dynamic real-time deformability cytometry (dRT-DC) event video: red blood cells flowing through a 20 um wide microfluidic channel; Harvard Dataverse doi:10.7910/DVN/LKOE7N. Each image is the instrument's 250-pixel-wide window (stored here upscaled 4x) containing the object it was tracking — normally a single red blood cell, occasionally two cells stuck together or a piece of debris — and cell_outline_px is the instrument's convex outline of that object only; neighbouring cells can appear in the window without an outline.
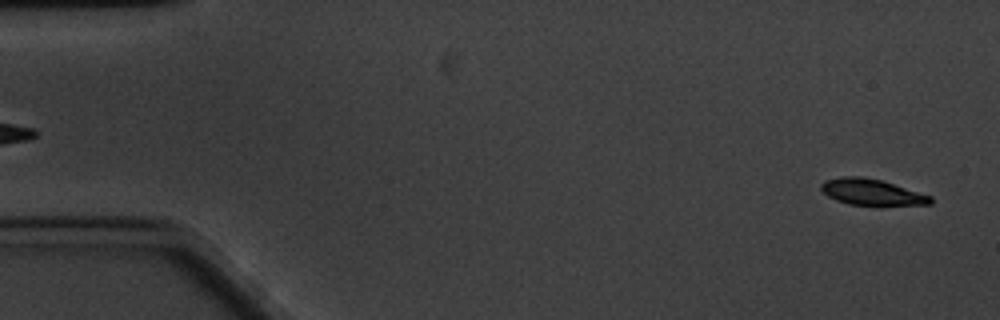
{"species": "common noctule bat (a hibernating species)", "species_latin": "Nyctalus noctula", "temperature_condition": "cold", "stored_images_in_passage": 61, "camera_frame_rate_fps": 3000, "um_per_image_px": 0.085, "animal": {"sex": "male", "body_mass_g": 20.1, "forearm_length_mm": 53.5}, "frame": {"image": 1, "passage_image": 3, "time_ms": 0.667, "image_size_px": [1000, 320], "cell_outline_px": [[932, 204], [848, 204], [836, 200], [828, 196], [820, 188], [820, 184], [824, 180], [840, 176], [864, 176], [880, 180], [932, 196]], "centroid_in_image_um": [74.03, 16.3], "position_along_channel_um": 11.0, "area_um2": 16.3}}
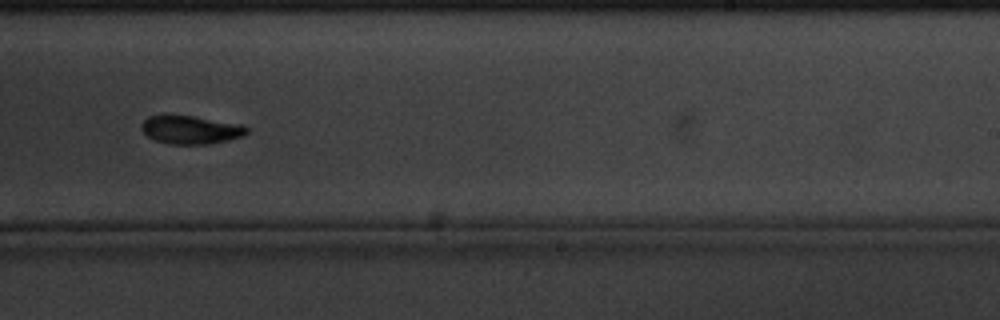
{"frame": {"image": 2, "passage_image": 38, "time_ms": 12.333, "image_size_px": [1000, 320], "cell_outline_px": [[248, 132], [244, 136], [228, 140], [208, 144], [168, 144], [156, 140], [148, 136], [140, 128], [140, 124], [148, 116], [192, 116], [244, 124], [248, 128]], "centroid_in_image_um": [16.25, 11.04], "position_along_channel_um": 272.8, "area_um2": 17.34}}
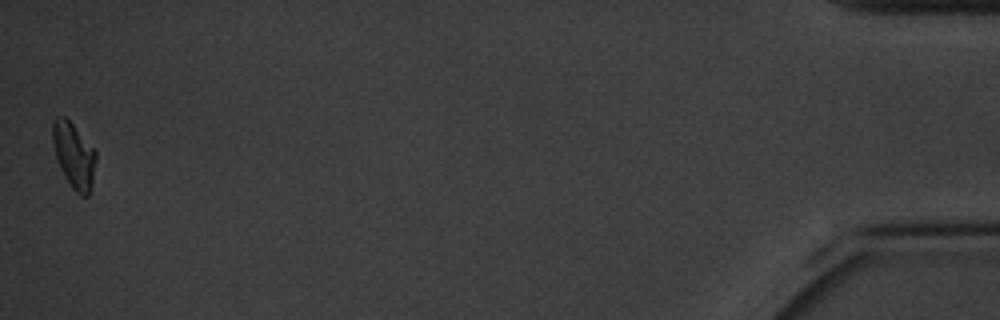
{"frame": {"image": 3, "passage_image": 61, "time_ms": 20.0, "image_size_px": [1000, 320], "cell_outline_px": [[96, 160], [92, 184], [88, 196], [80, 196], [72, 188], [60, 168], [56, 156], [52, 140], [52, 124], [56, 116], [64, 116], [96, 148]], "centroid_in_image_um": [6.3, 13.2], "position_along_channel_um": 428.9, "area_um2": 16.59}, "authors_computed_cell_mechanics": {"area_um2": 17.4556, "velocity_mm_per_s": 3.2586, "shape_relaxation_time_tau1_ms": 1.8112, "shape_relaxation_time_tau2_ms": 8.2974, "deformation_change_tau1": 0.0992, "deformation_change_tau2": 0.1121}}